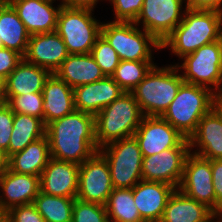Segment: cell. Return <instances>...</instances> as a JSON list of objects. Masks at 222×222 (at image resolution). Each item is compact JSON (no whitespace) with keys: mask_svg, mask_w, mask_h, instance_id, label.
Returning a JSON list of instances; mask_svg holds the SVG:
<instances>
[{"mask_svg":"<svg viewBox=\"0 0 222 222\" xmlns=\"http://www.w3.org/2000/svg\"><path fill=\"white\" fill-rule=\"evenodd\" d=\"M143 117L134 95L124 92L95 115V139L98 148L133 136Z\"/></svg>","mask_w":222,"mask_h":222,"instance_id":"4","label":"cell"},{"mask_svg":"<svg viewBox=\"0 0 222 222\" xmlns=\"http://www.w3.org/2000/svg\"><path fill=\"white\" fill-rule=\"evenodd\" d=\"M5 78L0 75V104L5 103Z\"/></svg>","mask_w":222,"mask_h":222,"instance_id":"42","label":"cell"},{"mask_svg":"<svg viewBox=\"0 0 222 222\" xmlns=\"http://www.w3.org/2000/svg\"><path fill=\"white\" fill-rule=\"evenodd\" d=\"M183 16L177 27L161 42L162 49L170 46L175 55L183 58L222 38V13L185 8Z\"/></svg>","mask_w":222,"mask_h":222,"instance_id":"2","label":"cell"},{"mask_svg":"<svg viewBox=\"0 0 222 222\" xmlns=\"http://www.w3.org/2000/svg\"><path fill=\"white\" fill-rule=\"evenodd\" d=\"M113 189L108 162L99 151L80 164L78 200L106 205Z\"/></svg>","mask_w":222,"mask_h":222,"instance_id":"10","label":"cell"},{"mask_svg":"<svg viewBox=\"0 0 222 222\" xmlns=\"http://www.w3.org/2000/svg\"><path fill=\"white\" fill-rule=\"evenodd\" d=\"M214 214L206 205L176 189L168 199L159 222H214Z\"/></svg>","mask_w":222,"mask_h":222,"instance_id":"23","label":"cell"},{"mask_svg":"<svg viewBox=\"0 0 222 222\" xmlns=\"http://www.w3.org/2000/svg\"><path fill=\"white\" fill-rule=\"evenodd\" d=\"M50 72L24 58L5 80V95H24L43 91Z\"/></svg>","mask_w":222,"mask_h":222,"instance_id":"26","label":"cell"},{"mask_svg":"<svg viewBox=\"0 0 222 222\" xmlns=\"http://www.w3.org/2000/svg\"><path fill=\"white\" fill-rule=\"evenodd\" d=\"M178 70L175 65H155L131 91L144 116H162L168 109L184 82Z\"/></svg>","mask_w":222,"mask_h":222,"instance_id":"5","label":"cell"},{"mask_svg":"<svg viewBox=\"0 0 222 222\" xmlns=\"http://www.w3.org/2000/svg\"><path fill=\"white\" fill-rule=\"evenodd\" d=\"M42 93L45 125L75 110L73 88L54 73L46 79Z\"/></svg>","mask_w":222,"mask_h":222,"instance_id":"22","label":"cell"},{"mask_svg":"<svg viewBox=\"0 0 222 222\" xmlns=\"http://www.w3.org/2000/svg\"><path fill=\"white\" fill-rule=\"evenodd\" d=\"M105 205L83 202L77 198L73 204L72 222H108Z\"/></svg>","mask_w":222,"mask_h":222,"instance_id":"34","label":"cell"},{"mask_svg":"<svg viewBox=\"0 0 222 222\" xmlns=\"http://www.w3.org/2000/svg\"><path fill=\"white\" fill-rule=\"evenodd\" d=\"M216 104L217 94L214 89L183 82L161 117L189 139L201 118Z\"/></svg>","mask_w":222,"mask_h":222,"instance_id":"3","label":"cell"},{"mask_svg":"<svg viewBox=\"0 0 222 222\" xmlns=\"http://www.w3.org/2000/svg\"><path fill=\"white\" fill-rule=\"evenodd\" d=\"M30 34L18 17L12 5L3 0L0 3V40L4 48L16 51L23 57L28 48Z\"/></svg>","mask_w":222,"mask_h":222,"instance_id":"27","label":"cell"},{"mask_svg":"<svg viewBox=\"0 0 222 222\" xmlns=\"http://www.w3.org/2000/svg\"><path fill=\"white\" fill-rule=\"evenodd\" d=\"M14 112L6 103L0 104V151L8 158V146L13 130Z\"/></svg>","mask_w":222,"mask_h":222,"instance_id":"36","label":"cell"},{"mask_svg":"<svg viewBox=\"0 0 222 222\" xmlns=\"http://www.w3.org/2000/svg\"><path fill=\"white\" fill-rule=\"evenodd\" d=\"M0 222H5V214L0 213Z\"/></svg>","mask_w":222,"mask_h":222,"instance_id":"46","label":"cell"},{"mask_svg":"<svg viewBox=\"0 0 222 222\" xmlns=\"http://www.w3.org/2000/svg\"><path fill=\"white\" fill-rule=\"evenodd\" d=\"M92 10L62 6L58 14L56 32L69 54H89L101 35L103 23L92 17Z\"/></svg>","mask_w":222,"mask_h":222,"instance_id":"6","label":"cell"},{"mask_svg":"<svg viewBox=\"0 0 222 222\" xmlns=\"http://www.w3.org/2000/svg\"><path fill=\"white\" fill-rule=\"evenodd\" d=\"M153 66L152 61L120 60L111 77L125 92H131Z\"/></svg>","mask_w":222,"mask_h":222,"instance_id":"31","label":"cell"},{"mask_svg":"<svg viewBox=\"0 0 222 222\" xmlns=\"http://www.w3.org/2000/svg\"><path fill=\"white\" fill-rule=\"evenodd\" d=\"M183 1L185 0H144L134 23L138 25L142 20L143 29L161 43L182 21Z\"/></svg>","mask_w":222,"mask_h":222,"instance_id":"13","label":"cell"},{"mask_svg":"<svg viewBox=\"0 0 222 222\" xmlns=\"http://www.w3.org/2000/svg\"><path fill=\"white\" fill-rule=\"evenodd\" d=\"M133 136L143 157L170 148L190 147L188 139L161 116H144Z\"/></svg>","mask_w":222,"mask_h":222,"instance_id":"11","label":"cell"},{"mask_svg":"<svg viewBox=\"0 0 222 222\" xmlns=\"http://www.w3.org/2000/svg\"><path fill=\"white\" fill-rule=\"evenodd\" d=\"M69 55L62 38L53 31L30 35L24 59L53 74Z\"/></svg>","mask_w":222,"mask_h":222,"instance_id":"16","label":"cell"},{"mask_svg":"<svg viewBox=\"0 0 222 222\" xmlns=\"http://www.w3.org/2000/svg\"><path fill=\"white\" fill-rule=\"evenodd\" d=\"M222 0H186V9L218 11L222 13Z\"/></svg>","mask_w":222,"mask_h":222,"instance_id":"40","label":"cell"},{"mask_svg":"<svg viewBox=\"0 0 222 222\" xmlns=\"http://www.w3.org/2000/svg\"><path fill=\"white\" fill-rule=\"evenodd\" d=\"M0 213L11 208L32 204L40 191V176L16 173L7 167L0 173ZM4 198V199H3Z\"/></svg>","mask_w":222,"mask_h":222,"instance_id":"15","label":"cell"},{"mask_svg":"<svg viewBox=\"0 0 222 222\" xmlns=\"http://www.w3.org/2000/svg\"><path fill=\"white\" fill-rule=\"evenodd\" d=\"M216 105L222 110V94L217 95V104Z\"/></svg>","mask_w":222,"mask_h":222,"instance_id":"44","label":"cell"},{"mask_svg":"<svg viewBox=\"0 0 222 222\" xmlns=\"http://www.w3.org/2000/svg\"><path fill=\"white\" fill-rule=\"evenodd\" d=\"M98 151L108 162L114 188H133L142 180L143 155L134 136L111 142Z\"/></svg>","mask_w":222,"mask_h":222,"instance_id":"8","label":"cell"},{"mask_svg":"<svg viewBox=\"0 0 222 222\" xmlns=\"http://www.w3.org/2000/svg\"><path fill=\"white\" fill-rule=\"evenodd\" d=\"M46 135V125L35 116L14 113L13 130L8 146V157L24 150L29 144Z\"/></svg>","mask_w":222,"mask_h":222,"instance_id":"28","label":"cell"},{"mask_svg":"<svg viewBox=\"0 0 222 222\" xmlns=\"http://www.w3.org/2000/svg\"><path fill=\"white\" fill-rule=\"evenodd\" d=\"M190 151L205 159H222V110L216 105L199 121L195 132L189 137Z\"/></svg>","mask_w":222,"mask_h":222,"instance_id":"19","label":"cell"},{"mask_svg":"<svg viewBox=\"0 0 222 222\" xmlns=\"http://www.w3.org/2000/svg\"><path fill=\"white\" fill-rule=\"evenodd\" d=\"M98 0H62V5L69 8L88 9L93 11Z\"/></svg>","mask_w":222,"mask_h":222,"instance_id":"41","label":"cell"},{"mask_svg":"<svg viewBox=\"0 0 222 222\" xmlns=\"http://www.w3.org/2000/svg\"><path fill=\"white\" fill-rule=\"evenodd\" d=\"M54 74L71 88L93 83L105 77L90 53L70 54Z\"/></svg>","mask_w":222,"mask_h":222,"instance_id":"24","label":"cell"},{"mask_svg":"<svg viewBox=\"0 0 222 222\" xmlns=\"http://www.w3.org/2000/svg\"><path fill=\"white\" fill-rule=\"evenodd\" d=\"M134 22L113 21L104 23L101 35L116 50L123 61H152V49L161 48V43L150 33L135 27Z\"/></svg>","mask_w":222,"mask_h":222,"instance_id":"7","label":"cell"},{"mask_svg":"<svg viewBox=\"0 0 222 222\" xmlns=\"http://www.w3.org/2000/svg\"><path fill=\"white\" fill-rule=\"evenodd\" d=\"M51 158L47 136L29 144L24 150L10 155L6 167L16 173L40 176Z\"/></svg>","mask_w":222,"mask_h":222,"instance_id":"25","label":"cell"},{"mask_svg":"<svg viewBox=\"0 0 222 222\" xmlns=\"http://www.w3.org/2000/svg\"><path fill=\"white\" fill-rule=\"evenodd\" d=\"M80 165L50 158L40 175V191L68 198H76Z\"/></svg>","mask_w":222,"mask_h":222,"instance_id":"17","label":"cell"},{"mask_svg":"<svg viewBox=\"0 0 222 222\" xmlns=\"http://www.w3.org/2000/svg\"><path fill=\"white\" fill-rule=\"evenodd\" d=\"M176 188L170 184L140 180L133 188V198L144 222H159L167 201Z\"/></svg>","mask_w":222,"mask_h":222,"instance_id":"20","label":"cell"},{"mask_svg":"<svg viewBox=\"0 0 222 222\" xmlns=\"http://www.w3.org/2000/svg\"><path fill=\"white\" fill-rule=\"evenodd\" d=\"M211 170L215 192V213H217L222 209V159H212Z\"/></svg>","mask_w":222,"mask_h":222,"instance_id":"39","label":"cell"},{"mask_svg":"<svg viewBox=\"0 0 222 222\" xmlns=\"http://www.w3.org/2000/svg\"><path fill=\"white\" fill-rule=\"evenodd\" d=\"M5 222H46L33 204L11 208L5 213Z\"/></svg>","mask_w":222,"mask_h":222,"instance_id":"37","label":"cell"},{"mask_svg":"<svg viewBox=\"0 0 222 222\" xmlns=\"http://www.w3.org/2000/svg\"><path fill=\"white\" fill-rule=\"evenodd\" d=\"M112 222H144L135 205L132 188H114L105 205Z\"/></svg>","mask_w":222,"mask_h":222,"instance_id":"29","label":"cell"},{"mask_svg":"<svg viewBox=\"0 0 222 222\" xmlns=\"http://www.w3.org/2000/svg\"><path fill=\"white\" fill-rule=\"evenodd\" d=\"M190 152V147H176L143 157L142 180L162 182L178 189L183 177L184 163Z\"/></svg>","mask_w":222,"mask_h":222,"instance_id":"14","label":"cell"},{"mask_svg":"<svg viewBox=\"0 0 222 222\" xmlns=\"http://www.w3.org/2000/svg\"><path fill=\"white\" fill-rule=\"evenodd\" d=\"M178 189L215 213L211 160L190 152L184 163L183 177Z\"/></svg>","mask_w":222,"mask_h":222,"instance_id":"12","label":"cell"},{"mask_svg":"<svg viewBox=\"0 0 222 222\" xmlns=\"http://www.w3.org/2000/svg\"><path fill=\"white\" fill-rule=\"evenodd\" d=\"M75 199L39 191L32 204L46 222H72Z\"/></svg>","mask_w":222,"mask_h":222,"instance_id":"30","label":"cell"},{"mask_svg":"<svg viewBox=\"0 0 222 222\" xmlns=\"http://www.w3.org/2000/svg\"><path fill=\"white\" fill-rule=\"evenodd\" d=\"M5 103L14 113L35 116L43 120V93H26L24 95H5Z\"/></svg>","mask_w":222,"mask_h":222,"instance_id":"32","label":"cell"},{"mask_svg":"<svg viewBox=\"0 0 222 222\" xmlns=\"http://www.w3.org/2000/svg\"><path fill=\"white\" fill-rule=\"evenodd\" d=\"M181 59H184L183 64L175 66L184 69L181 75L184 82L209 89L212 85L217 95L222 94V38L201 46Z\"/></svg>","mask_w":222,"mask_h":222,"instance_id":"9","label":"cell"},{"mask_svg":"<svg viewBox=\"0 0 222 222\" xmlns=\"http://www.w3.org/2000/svg\"><path fill=\"white\" fill-rule=\"evenodd\" d=\"M219 216V217H218ZM218 217V219H219V221H217V222H222V209L219 211V212H217V213H215L214 214V218H217ZM221 219V220H220Z\"/></svg>","mask_w":222,"mask_h":222,"instance_id":"45","label":"cell"},{"mask_svg":"<svg viewBox=\"0 0 222 222\" xmlns=\"http://www.w3.org/2000/svg\"><path fill=\"white\" fill-rule=\"evenodd\" d=\"M23 58L16 51L0 47V75L6 79Z\"/></svg>","mask_w":222,"mask_h":222,"instance_id":"38","label":"cell"},{"mask_svg":"<svg viewBox=\"0 0 222 222\" xmlns=\"http://www.w3.org/2000/svg\"><path fill=\"white\" fill-rule=\"evenodd\" d=\"M113 4L116 15L114 21L134 22L141 9L144 0H109Z\"/></svg>","mask_w":222,"mask_h":222,"instance_id":"35","label":"cell"},{"mask_svg":"<svg viewBox=\"0 0 222 222\" xmlns=\"http://www.w3.org/2000/svg\"><path fill=\"white\" fill-rule=\"evenodd\" d=\"M90 54L105 76H111L120 62L116 50L102 35L97 38Z\"/></svg>","mask_w":222,"mask_h":222,"instance_id":"33","label":"cell"},{"mask_svg":"<svg viewBox=\"0 0 222 222\" xmlns=\"http://www.w3.org/2000/svg\"><path fill=\"white\" fill-rule=\"evenodd\" d=\"M52 158L82 164L99 150L95 139V116L74 110L46 125Z\"/></svg>","mask_w":222,"mask_h":222,"instance_id":"1","label":"cell"},{"mask_svg":"<svg viewBox=\"0 0 222 222\" xmlns=\"http://www.w3.org/2000/svg\"><path fill=\"white\" fill-rule=\"evenodd\" d=\"M32 34L56 31L58 14L62 4L53 7L55 0H7Z\"/></svg>","mask_w":222,"mask_h":222,"instance_id":"18","label":"cell"},{"mask_svg":"<svg viewBox=\"0 0 222 222\" xmlns=\"http://www.w3.org/2000/svg\"><path fill=\"white\" fill-rule=\"evenodd\" d=\"M124 92L111 76H105L96 82L73 88L75 109L95 116Z\"/></svg>","mask_w":222,"mask_h":222,"instance_id":"21","label":"cell"},{"mask_svg":"<svg viewBox=\"0 0 222 222\" xmlns=\"http://www.w3.org/2000/svg\"><path fill=\"white\" fill-rule=\"evenodd\" d=\"M6 167V158L4 156V153L0 151V173L3 171V169Z\"/></svg>","mask_w":222,"mask_h":222,"instance_id":"43","label":"cell"}]
</instances>
